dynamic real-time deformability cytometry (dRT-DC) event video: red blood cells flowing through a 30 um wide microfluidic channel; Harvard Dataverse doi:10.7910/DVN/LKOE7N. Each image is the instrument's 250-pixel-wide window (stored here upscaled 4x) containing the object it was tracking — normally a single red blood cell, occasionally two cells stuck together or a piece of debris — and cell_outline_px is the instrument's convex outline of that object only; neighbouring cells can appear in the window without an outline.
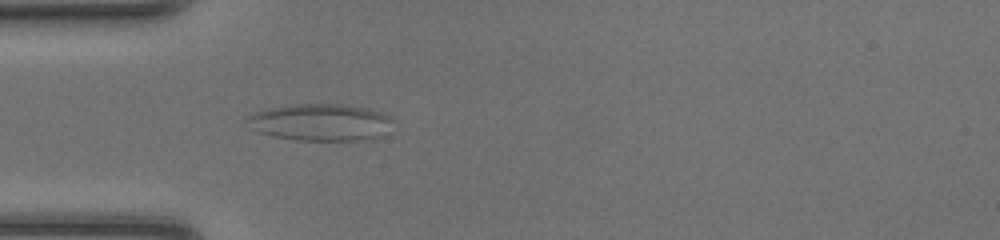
{"species": "common noctule bat (a hibernating species)", "species_latin": "Nyctalus noctula", "temperature_condition": "room temperature", "stored_images_in_passage": 49, "camera_frame_rate_fps": 3000, "um_per_image_px": 0.085, "animal": {"sex": "female", "body_mass_g": 20.0, "forearm_length_mm": 54.0}, "frame": {"image": 1, "passage_image": 14, "time_ms": 4.333, "image_size_px": [1000, 240], "cell_outline_px": [[392, 120], [380, 136], [364, 140], [296, 140], [276, 136], [260, 132], [244, 116], [264, 108], [292, 104], [348, 104], [368, 108], [384, 112]], "centroid_in_image_um": [27.24, 10.36], "position_along_channel_um": 57.8, "area_um2": 31.15}}
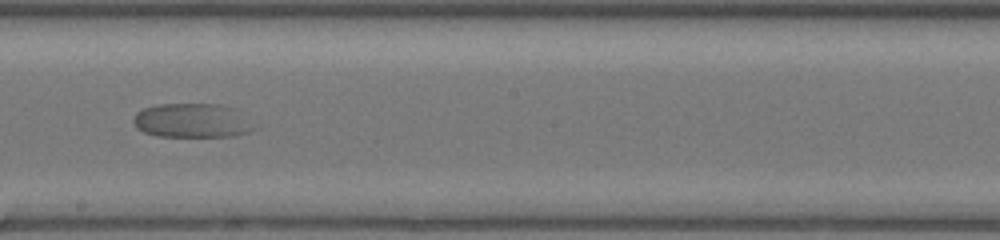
{"frame": {"image": 2, "passage_image": 27, "time_ms": 8.667, "image_size_px": [1000, 240], "cell_outline_px": [[252, 128], [248, 132], [232, 136], [160, 136], [144, 132], [136, 128], [132, 120], [136, 112], [144, 108], [156, 104], [220, 104], [232, 108]], "centroid_in_image_um": [16.18, 10.24], "position_along_channel_um": 232.0, "area_um2": 23.35}}
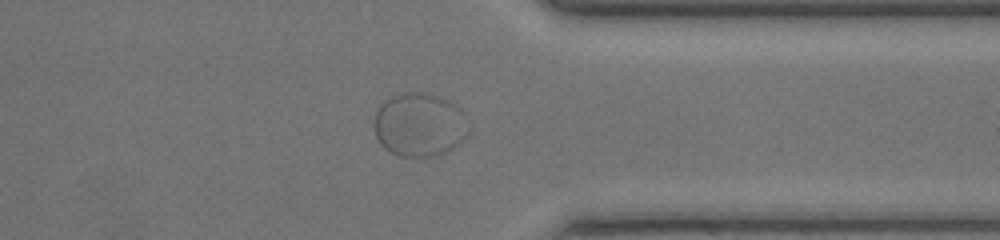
{"frame": {"image": 3, "passage_image": 38, "time_ms": 12.333, "image_size_px": [1000, 240], "cell_outline_px": [[464, 136], [448, 152], [436, 156], [400, 156], [384, 148], [380, 144], [376, 136], [376, 112], [380, 104], [384, 100], [392, 96], [404, 92], [428, 92], [440, 96], [448, 100], [460, 108], [464, 112]], "centroid_in_image_um": [35.61, 10.58], "position_along_channel_um": 375.8, "area_um2": 34.56}}